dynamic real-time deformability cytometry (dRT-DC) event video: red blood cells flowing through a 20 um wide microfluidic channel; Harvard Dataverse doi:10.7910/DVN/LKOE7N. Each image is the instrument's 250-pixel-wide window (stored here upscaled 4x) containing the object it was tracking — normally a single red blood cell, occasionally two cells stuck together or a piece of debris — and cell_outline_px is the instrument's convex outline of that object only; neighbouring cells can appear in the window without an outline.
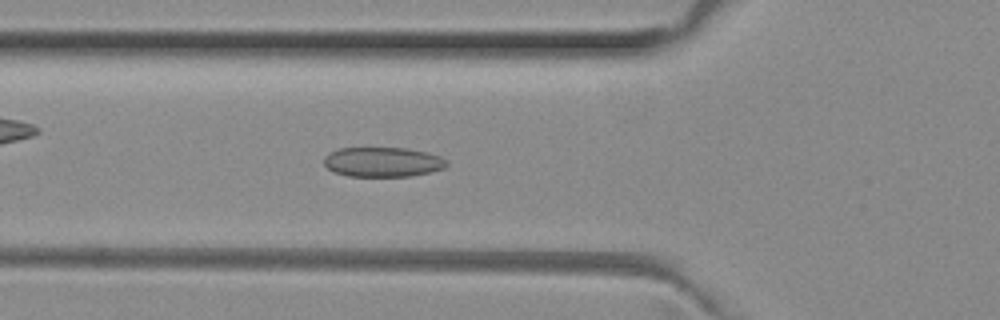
{"species": "common noctule bat (a hibernating species)", "species_latin": "Nyctalus noctula", "temperature_condition": "room temperature", "stored_images_in_passage": 42, "camera_frame_rate_fps": 3000, "um_per_image_px": 0.085, "animal": {"sex": "female", "body_mass_g": 29.2, "forearm_length_mm": 56.3}, "frame": {"image": 1, "passage_image": 9, "time_ms": 2.667, "image_size_px": [1000, 320], "cell_outline_px": [[448, 164], [444, 168], [428, 172], [408, 176], [348, 176], [336, 172], [328, 168], [324, 164], [324, 156], [328, 152], [340, 148], [404, 148], [428, 152], [440, 156], [448, 160]], "centroid_in_image_um": [32.53, 13.76], "position_along_channel_um": 93.3, "area_um2": 21.21}}
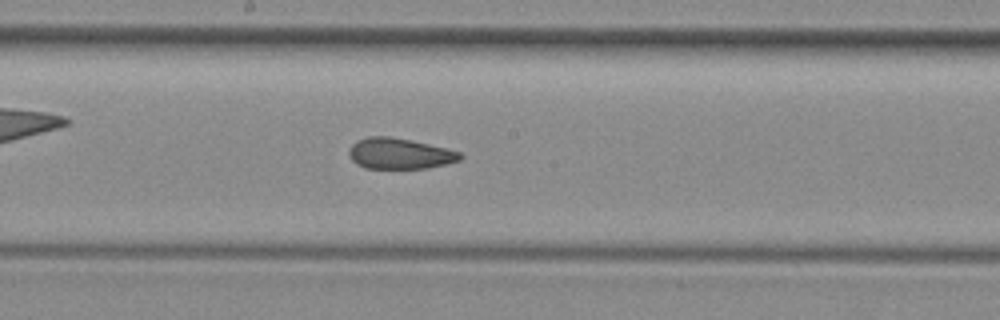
{"frame": {"image": 2, "passage_image": 18, "time_ms": 5.667, "image_size_px": [1000, 320], "cell_outline_px": [[464, 156], [460, 160], [428, 168], [364, 168], [356, 164], [348, 156], [348, 152], [352, 144], [356, 140], [368, 136], [388, 136], [448, 148], [460, 152]], "centroid_in_image_um": [33.94, 13.05], "position_along_channel_um": 214.3, "area_um2": 20.0}}
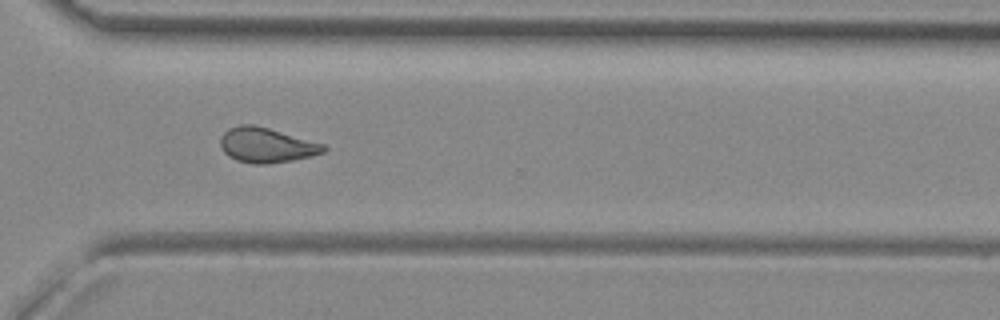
{"frame": {"image": 3, "passage_image": 28, "time_ms": 9.0, "image_size_px": [1000, 320], "cell_outline_px": [[328, 148], [324, 152], [292, 160], [268, 164], [252, 164], [236, 160], [228, 156], [220, 148], [220, 136], [228, 128], [240, 124], [252, 124], [268, 128], [324, 144]], "centroid_in_image_um": [22.59, 12.34], "position_along_channel_um": 348.0, "area_um2": 20.98}, "authors_computed_cell_mechanics": {"area_um2": 20.7213, "velocity_mm_per_s": 4.0154, "shape_relaxation_time_tau1_ms": null, "shape_relaxation_time_tau2_ms": 1.8968, "deformation_change_tau1": null, "deformation_change_tau2": 0.081}}